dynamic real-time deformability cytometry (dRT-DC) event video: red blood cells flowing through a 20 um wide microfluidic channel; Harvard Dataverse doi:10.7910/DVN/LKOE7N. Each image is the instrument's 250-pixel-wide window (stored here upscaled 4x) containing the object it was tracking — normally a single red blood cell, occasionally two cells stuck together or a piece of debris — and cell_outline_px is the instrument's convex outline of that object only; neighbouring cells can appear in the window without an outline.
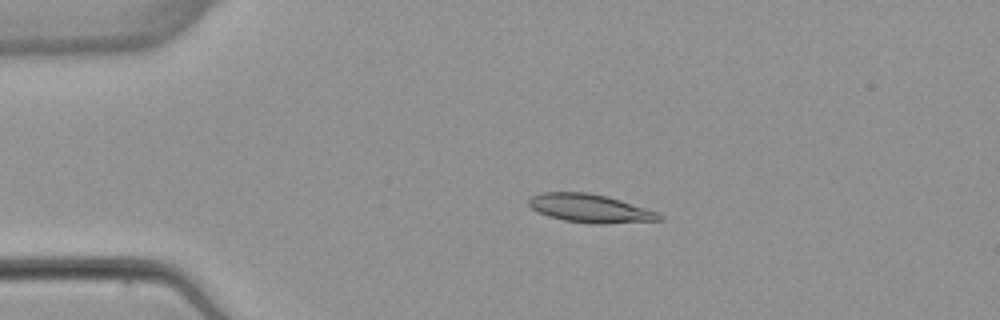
{"species": "common noctule bat (a hibernating species)", "species_latin": "Nyctalus noctula", "temperature_condition": "warm", "stored_images_in_passage": 4, "camera_frame_rate_fps": 3000, "um_per_image_px": 0.085, "animal": {"sex": "female", "body_mass_g": 22.7, "forearm_length_mm": 54.2}, "frame": {"image": 1, "passage_image": 3, "time_ms": 3.0, "image_size_px": [1000, 320], "cell_outline_px": [[664, 220], [608, 224], [592, 224], [564, 220], [548, 216], [532, 208], [528, 204], [528, 200], [532, 196], [544, 192], [588, 192], [608, 196], [656, 212], [664, 216]], "centroid_in_image_um": [50.18, 17.72], "position_along_channel_um": 34.8, "area_um2": 21.56}}
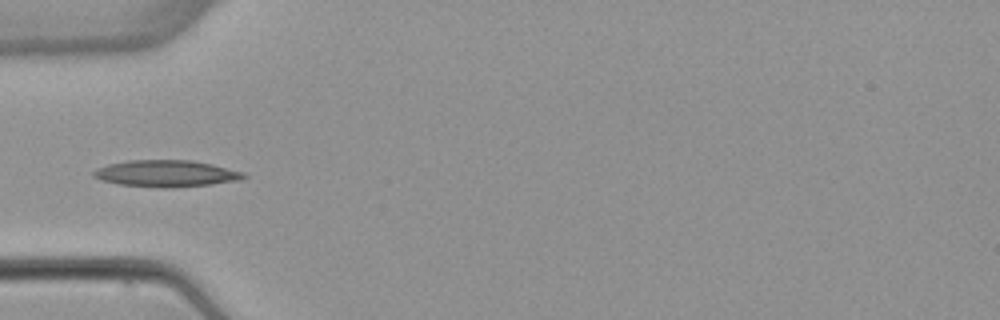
{"frame": {"image": 2, "passage_image": 4, "time_ms": 5.0, "image_size_px": [1000, 320], "cell_outline_px": [[248, 176], [240, 180], [212, 184], [168, 188], [160, 188], [120, 184], [100, 180], [92, 176], [92, 172], [96, 168], [108, 164], [128, 160], [192, 160], [212, 164], [244, 172]], "centroid_in_image_um": [14.11, 14.75], "position_along_channel_um": 70.9, "area_um2": 23.47}}